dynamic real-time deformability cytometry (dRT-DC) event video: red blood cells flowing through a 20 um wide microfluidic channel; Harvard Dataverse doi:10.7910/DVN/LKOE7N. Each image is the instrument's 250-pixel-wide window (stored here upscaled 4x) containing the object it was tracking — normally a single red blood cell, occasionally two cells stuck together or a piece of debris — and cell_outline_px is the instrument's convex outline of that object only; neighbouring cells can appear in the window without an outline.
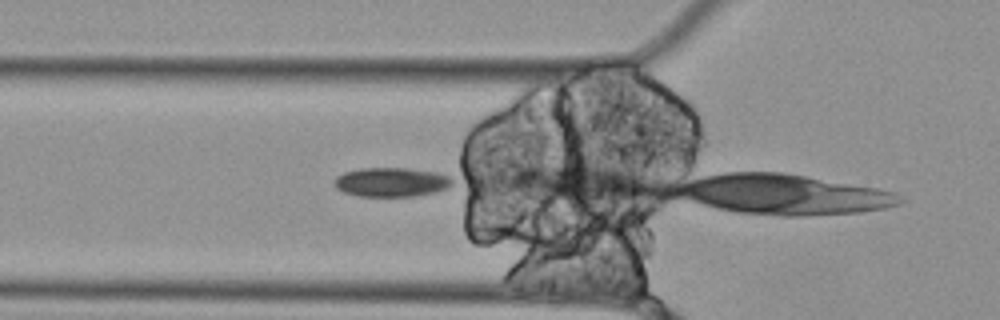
{"species": "Egyptian fruit bat (a non-hibernating species)", "species_latin": "Rousettus aegyptiacus", "temperature_condition": "cold", "stored_images_in_passage": 10, "camera_frame_rate_fps": 3000, "um_per_image_px": 0.085, "animal": {"sex": "female"}, "frame": {"image": 1, "passage_image": 7, "time_ms": 2.0, "image_size_px": [1000, 320], "cell_outline_px": [[452, 184], [448, 188], [436, 192], [416, 196], [360, 196], [344, 192], [336, 188], [332, 184], [332, 180], [336, 176], [344, 172], [360, 168], [408, 168], [436, 172], [452, 176]], "centroid_in_image_um": [33.26, 15.47], "position_along_channel_um": 92.5, "area_um2": 20.35}}